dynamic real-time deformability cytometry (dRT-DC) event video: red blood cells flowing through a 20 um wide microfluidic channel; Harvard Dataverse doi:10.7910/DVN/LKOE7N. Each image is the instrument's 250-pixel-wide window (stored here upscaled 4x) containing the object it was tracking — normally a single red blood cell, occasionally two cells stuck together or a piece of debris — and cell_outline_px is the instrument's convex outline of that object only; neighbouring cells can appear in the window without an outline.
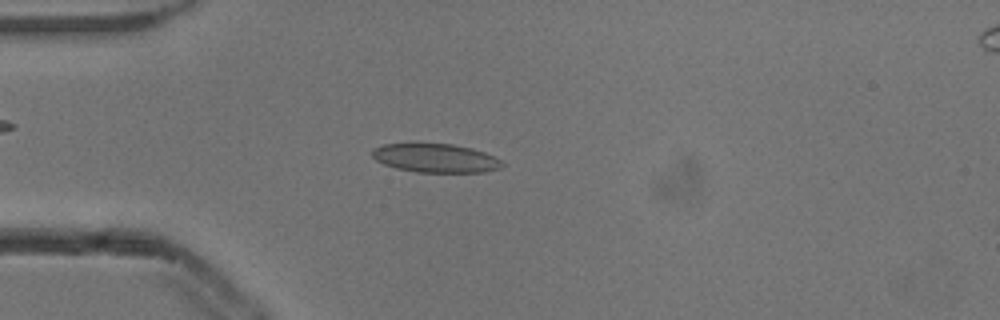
{"species": "common noctule bat (a hibernating species)", "species_latin": "Nyctalus noctula", "temperature_condition": "cold", "stored_images_in_passage": 37, "camera_frame_rate_fps": 3000, "um_per_image_px": 0.085, "animal": {"sex": "male", "body_mass_g": 13.3}, "frame": {"image": 1, "passage_image": 13, "time_ms": 4.0, "image_size_px": [1000, 320], "cell_outline_px": [[504, 164], [500, 168], [484, 172], [416, 172], [396, 168], [384, 164], [376, 160], [372, 156], [372, 148], [384, 144], [452, 144], [472, 148], [484, 152], [500, 160]], "centroid_in_image_um": [37.01, 13.44], "position_along_channel_um": 48.0, "area_um2": 21.62}}
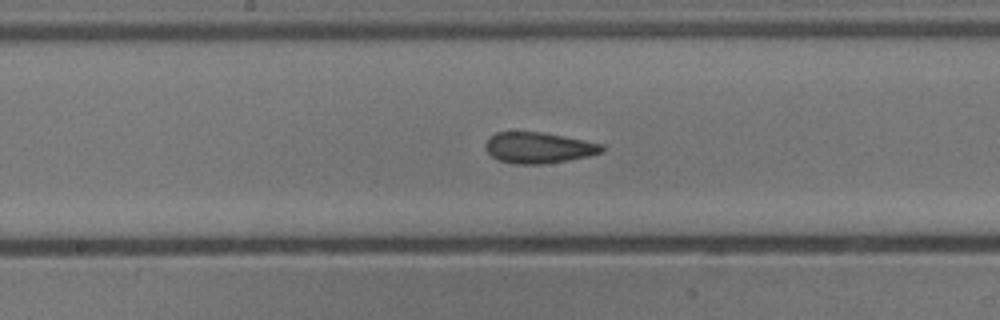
{"frame": {"image": 2, "passage_image": 26, "time_ms": 8.333, "image_size_px": [1000, 320], "cell_outline_px": [[604, 152], [588, 156], [568, 160], [544, 164], [512, 164], [500, 160], [492, 156], [484, 148], [484, 144], [496, 132], [544, 132], [604, 144]], "centroid_in_image_um": [45.8, 12.56], "position_along_channel_um": 202.4, "area_um2": 21.04}}
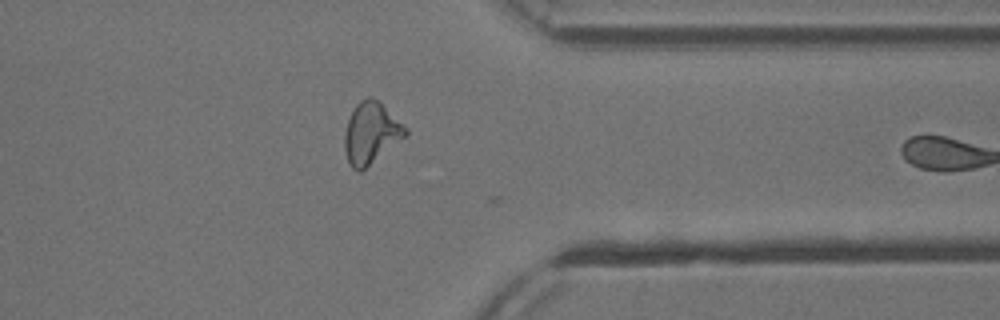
{"frame": {"image": 3, "passage_image": 36, "time_ms": 11.667, "image_size_px": [1000, 320], "cell_outline_px": [[408, 132], [404, 136], [360, 172], [356, 172], [352, 168], [348, 160], [344, 148], [344, 132], [348, 120], [356, 104], [360, 100], [368, 96], [372, 96], [380, 100], [408, 128]], "centroid_in_image_um": [31.52, 11.26], "position_along_channel_um": 379.9, "area_um2": 21.68}}